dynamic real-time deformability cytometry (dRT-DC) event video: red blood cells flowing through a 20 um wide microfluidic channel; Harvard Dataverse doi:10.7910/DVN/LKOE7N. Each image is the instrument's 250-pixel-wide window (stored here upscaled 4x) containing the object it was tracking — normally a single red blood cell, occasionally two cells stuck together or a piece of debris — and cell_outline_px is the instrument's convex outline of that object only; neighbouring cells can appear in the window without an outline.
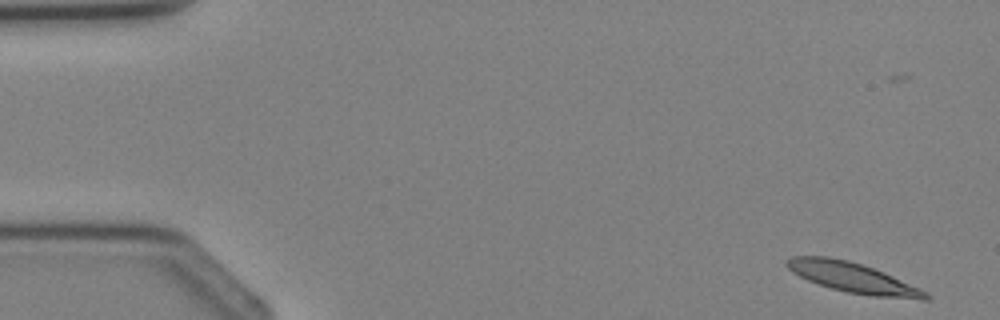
{"species": "Egyptian fruit bat (a non-hibernating species)", "species_latin": "Rousettus aegyptiacus", "temperature_condition": "cold", "stored_images_in_passage": 4, "camera_frame_rate_fps": 3000, "um_per_image_px": 0.085, "animal": {"sex": "female"}, "frame": {"image": 1, "passage_image": 1, "time_ms": 0.0, "image_size_px": [1000, 320], "cell_outline_px": [[932, 296], [928, 300], [924, 300], [872, 296], [848, 292], [832, 288], [808, 280], [800, 276], [788, 268], [784, 264], [784, 260], [792, 256], [828, 256], [848, 260], [864, 264], [884, 272], [920, 288], [928, 292]], "centroid_in_image_um": [72.53, 23.59], "position_along_channel_um": 12.5, "area_um2": 24.45}}